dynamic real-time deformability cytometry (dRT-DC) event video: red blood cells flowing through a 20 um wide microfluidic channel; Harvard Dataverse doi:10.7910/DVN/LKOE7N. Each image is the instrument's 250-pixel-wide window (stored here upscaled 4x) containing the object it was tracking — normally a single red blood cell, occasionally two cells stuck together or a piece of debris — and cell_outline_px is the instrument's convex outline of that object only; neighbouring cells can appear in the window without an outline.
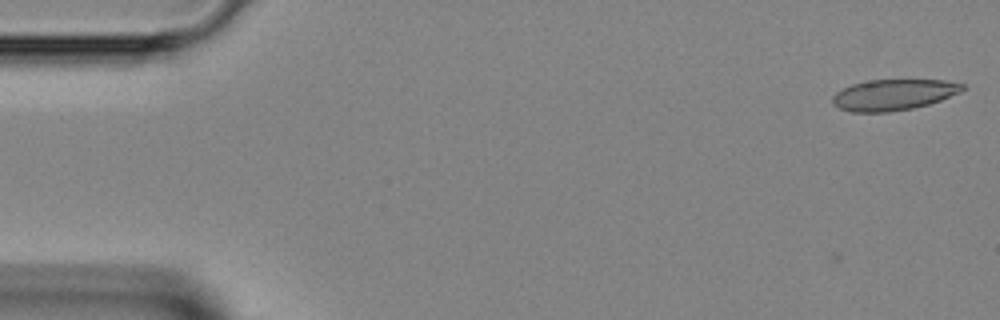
{"species": "Egyptian fruit bat (a non-hibernating species)", "species_latin": "Rousettus aegyptiacus", "temperature_condition": "room temperature", "stored_images_in_passage": 5, "camera_frame_rate_fps": 3000, "um_per_image_px": 0.085, "animal": {"sex": "female"}, "frame": {"image": 1, "passage_image": 5, "time_ms": 1.333, "image_size_px": [1000, 320], "cell_outline_px": [[964, 88], [960, 92], [940, 100], [928, 104], [912, 108], [888, 112], [852, 112], [840, 108], [832, 104], [832, 96], [836, 92], [852, 84], [868, 80], [944, 80], [964, 84]], "centroid_in_image_um": [75.92, 8.05], "position_along_channel_um": 9.1, "area_um2": 23.29}}